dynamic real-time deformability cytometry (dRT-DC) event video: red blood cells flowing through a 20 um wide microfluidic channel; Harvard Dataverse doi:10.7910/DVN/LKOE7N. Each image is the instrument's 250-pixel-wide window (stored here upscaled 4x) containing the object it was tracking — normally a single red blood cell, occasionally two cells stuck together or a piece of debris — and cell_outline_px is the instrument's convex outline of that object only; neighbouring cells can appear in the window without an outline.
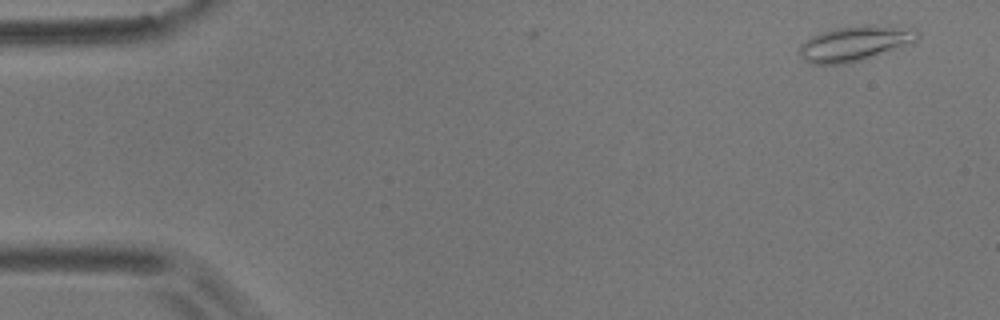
{"species": "common noctule bat (a hibernating species)", "species_latin": "Nyctalus noctula", "temperature_condition": "room temperature", "stored_images_in_passage": 2, "camera_frame_rate_fps": 3000, "um_per_image_px": 0.085, "animal": {"sex": "male", "body_mass_g": 17.9}, "frame": {"image": 1, "passage_image": 1, "time_ms": 0.0, "image_size_px": [1000, 320], "cell_outline_px": [[920, 40], [860, 60], [844, 64], [812, 64], [804, 60], [800, 56], [800, 44], [812, 36], [836, 28], [864, 24], [876, 24], [916, 28], [920, 32]], "centroid_in_image_um": [72.72, 3.66], "position_along_channel_um": 12.3, "area_um2": 24.16}}